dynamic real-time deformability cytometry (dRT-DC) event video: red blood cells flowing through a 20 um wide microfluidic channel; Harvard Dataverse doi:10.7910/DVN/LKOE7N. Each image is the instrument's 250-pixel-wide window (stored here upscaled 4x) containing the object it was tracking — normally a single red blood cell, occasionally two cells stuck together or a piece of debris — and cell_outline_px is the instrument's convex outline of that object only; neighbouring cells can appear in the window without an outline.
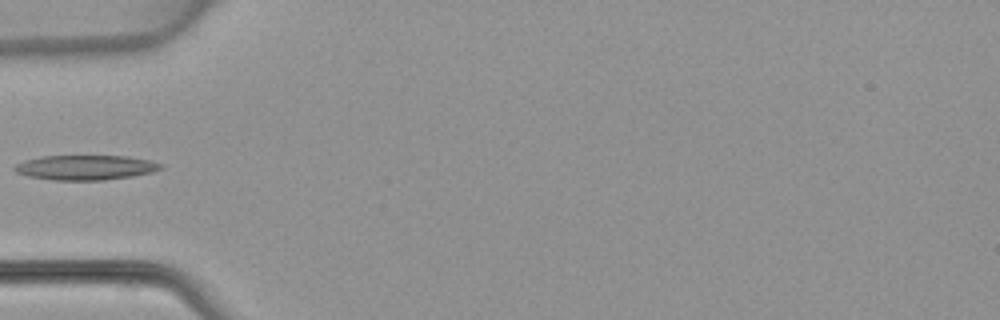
{"species": "common noctule bat (a hibernating species)", "species_latin": "Nyctalus noctula", "temperature_condition": "warm", "stored_images_in_passage": 5, "camera_frame_rate_fps": 3000, "um_per_image_px": 0.085, "animal": {"sex": "female", "body_mass_g": 22.7, "forearm_length_mm": 54.2}, "frame": {"image": 1, "passage_image": 5, "time_ms": 4.667, "image_size_px": [1000, 320], "cell_outline_px": [[164, 168], [152, 172], [132, 176], [104, 180], [52, 180], [28, 176], [16, 172], [12, 168], [16, 164], [24, 160], [40, 156], [128, 156], [148, 160], [164, 164]], "centroid_in_image_um": [7.27, 14.23], "position_along_channel_um": 77.7, "area_um2": 21.21}}